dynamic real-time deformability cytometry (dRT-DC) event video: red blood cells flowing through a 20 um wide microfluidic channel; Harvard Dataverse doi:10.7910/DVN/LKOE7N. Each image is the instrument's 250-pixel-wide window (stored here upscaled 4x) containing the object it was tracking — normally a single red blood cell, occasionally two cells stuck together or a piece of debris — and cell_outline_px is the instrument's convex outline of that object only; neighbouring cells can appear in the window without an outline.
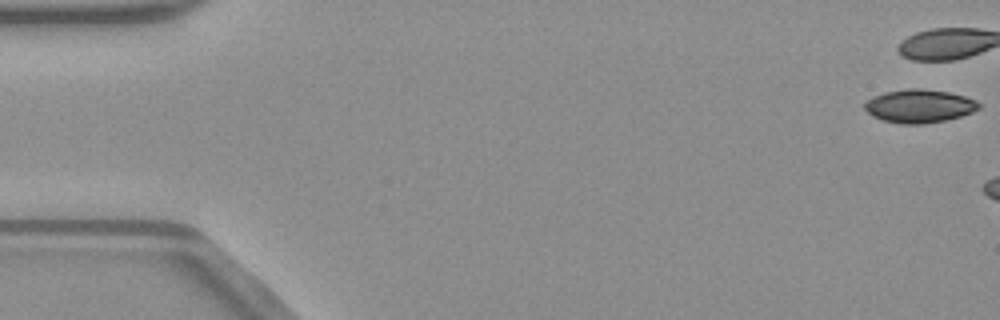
{"species": "common noctule bat (a hibernating species)", "species_latin": "Nyctalus noctula", "temperature_condition": "warm", "stored_images_in_passage": 7, "camera_frame_rate_fps": 3000, "um_per_image_px": 0.085, "animal": {"sex": "male", "body_mass_g": 23.1, "forearm_length_mm": 52.7}, "frame": {"image": 1, "passage_image": 1, "time_ms": 0.0, "image_size_px": [1000, 320], "cell_outline_px": [[980, 108], [972, 112], [960, 116], [944, 120], [924, 124], [900, 124], [884, 120], [872, 116], [864, 108], [864, 100], [872, 96], [884, 92], [908, 88], [920, 88], [948, 92], [964, 96], [976, 100], [980, 104]], "centroid_in_image_um": [78.1, 9.01], "position_along_channel_um": 6.9, "area_um2": 22.25}}